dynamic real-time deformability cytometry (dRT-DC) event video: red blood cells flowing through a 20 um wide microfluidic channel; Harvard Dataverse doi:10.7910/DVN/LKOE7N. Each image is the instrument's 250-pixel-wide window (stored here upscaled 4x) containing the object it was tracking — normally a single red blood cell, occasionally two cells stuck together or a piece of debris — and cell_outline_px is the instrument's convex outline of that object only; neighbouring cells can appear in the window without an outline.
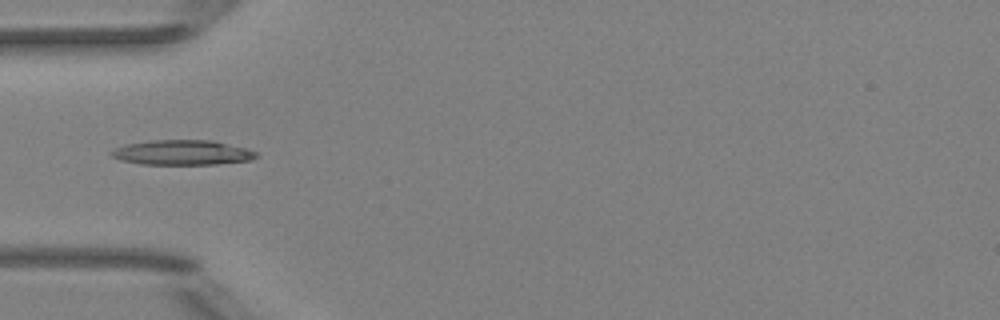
{"species": "Egyptian fruit bat (a non-hibernating species)", "species_latin": "Rousettus aegyptiacus", "temperature_condition": "room temperature", "stored_images_in_passage": 5, "camera_frame_rate_fps": 3000, "um_per_image_px": 0.085, "animal": {"sex": "female"}, "frame": {"image": 1, "passage_image": 5, "time_ms": 5.333, "image_size_px": [1000, 320], "cell_outline_px": [[260, 156], [252, 160], [216, 164], [140, 164], [120, 160], [112, 156], [108, 152], [124, 144], [148, 140], [212, 140], [248, 148], [256, 152]], "centroid_in_image_um": [15.5, 12.96], "position_along_channel_um": 69.5, "area_um2": 21.27}}